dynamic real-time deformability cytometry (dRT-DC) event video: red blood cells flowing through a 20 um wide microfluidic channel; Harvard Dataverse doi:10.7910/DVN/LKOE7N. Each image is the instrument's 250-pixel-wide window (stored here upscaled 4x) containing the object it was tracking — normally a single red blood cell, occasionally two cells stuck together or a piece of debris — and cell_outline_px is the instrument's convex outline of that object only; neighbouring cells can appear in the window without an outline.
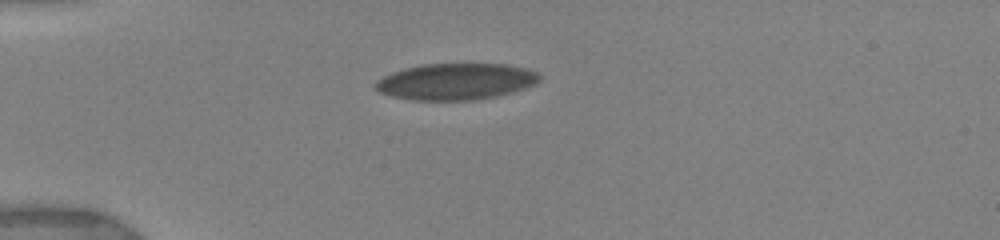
{"species": "human", "species_latin": "Homo sapiens", "temperature_condition": "warm", "stored_images_in_passage": 54, "camera_frame_rate_fps": 3000, "um_per_image_px": 0.085, "donor": {"sex": "female"}, "frame": {"image": 1, "passage_image": 1, "time_ms": 0.0, "image_size_px": [1000, 240], "cell_outline_px": [[540, 80], [536, 84], [512, 92], [496, 96], [472, 100], [412, 100], [392, 96], [380, 92], [372, 84], [376, 80], [392, 72], [404, 68], [424, 64], [504, 64], [524, 68], [536, 72], [540, 76]], "centroid_in_image_um": [38.72, 6.93], "position_along_channel_um": 46.3, "area_um2": 34.74}}
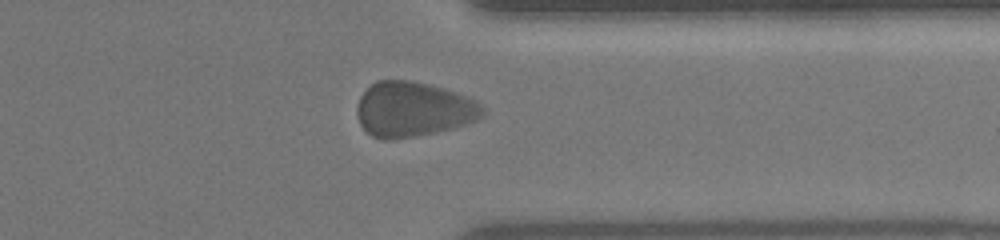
{"frame": {"image": 2, "passage_image": 36, "time_ms": 9.667, "image_size_px": [1000, 240], "cell_outline_px": [[484, 116], [476, 120], [452, 128], [436, 132], [388, 140], [384, 140], [372, 136], [364, 132], [360, 124], [356, 112], [356, 108], [360, 96], [376, 80], [412, 80], [444, 88], [456, 92], [476, 100], [484, 108]], "centroid_in_image_um": [35.1, 9.29], "position_along_channel_um": 376.3, "area_um2": 40.34}}
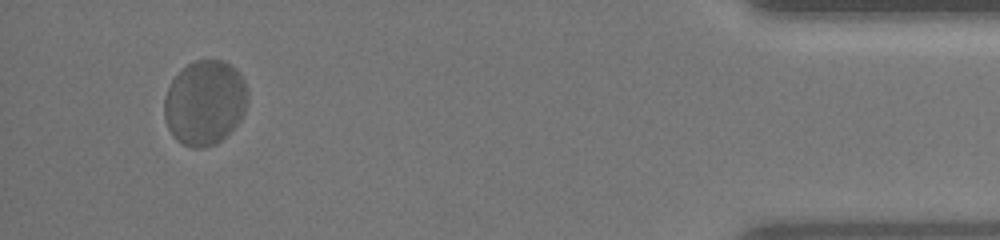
{"frame": {"image": 3, "passage_image": 49, "time_ms": 12.333, "image_size_px": [1000, 240], "cell_outline_px": [[248, 100], [244, 112], [240, 120], [216, 144], [204, 148], [192, 148], [180, 144], [172, 136], [168, 128], [164, 116], [164, 96], [172, 80], [188, 64], [196, 60], [224, 60], [232, 64], [240, 72], [244, 80], [248, 92]], "centroid_in_image_um": [17.41, 8.73], "position_along_channel_um": 417.8, "area_um2": 41.56}, "authors_computed_cell_mechanics": {"area_um2": 37.6856, "velocity_mm_per_s": 3.7093, "shape_relaxation_time_tau1_ms": 1.8058, "shape_relaxation_time_tau2_ms": null, "deformation_change_tau1": 0.0616, "deformation_change_tau2": null}}